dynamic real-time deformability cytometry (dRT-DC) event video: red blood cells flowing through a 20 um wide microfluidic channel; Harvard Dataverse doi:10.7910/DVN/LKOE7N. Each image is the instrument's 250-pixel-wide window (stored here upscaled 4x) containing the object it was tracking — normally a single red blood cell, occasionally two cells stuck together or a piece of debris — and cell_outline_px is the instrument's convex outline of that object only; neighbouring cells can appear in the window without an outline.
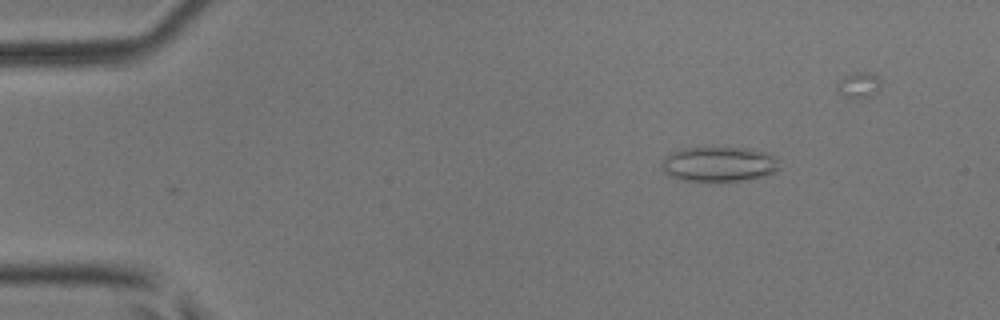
{"species": "common noctule bat (a hibernating species)", "species_latin": "Nyctalus noctula", "temperature_condition": "room temperature", "stored_images_in_passage": 3, "camera_frame_rate_fps": 3000, "um_per_image_px": 0.085, "animal": {"sex": "male", "body_mass_g": 17.9, "forearm_length_mm": 54.2}, "frame": {"image": 1, "passage_image": 1, "time_ms": 0.0, "image_size_px": [1000, 320], "cell_outline_px": [[780, 168], [776, 172], [768, 176], [740, 180], [684, 180], [668, 176], [664, 172], [664, 156], [672, 152], [684, 148], [748, 148], [768, 152], [776, 160]], "centroid_in_image_um": [61.15, 13.94], "position_along_channel_um": 23.9, "area_um2": 23.64}}